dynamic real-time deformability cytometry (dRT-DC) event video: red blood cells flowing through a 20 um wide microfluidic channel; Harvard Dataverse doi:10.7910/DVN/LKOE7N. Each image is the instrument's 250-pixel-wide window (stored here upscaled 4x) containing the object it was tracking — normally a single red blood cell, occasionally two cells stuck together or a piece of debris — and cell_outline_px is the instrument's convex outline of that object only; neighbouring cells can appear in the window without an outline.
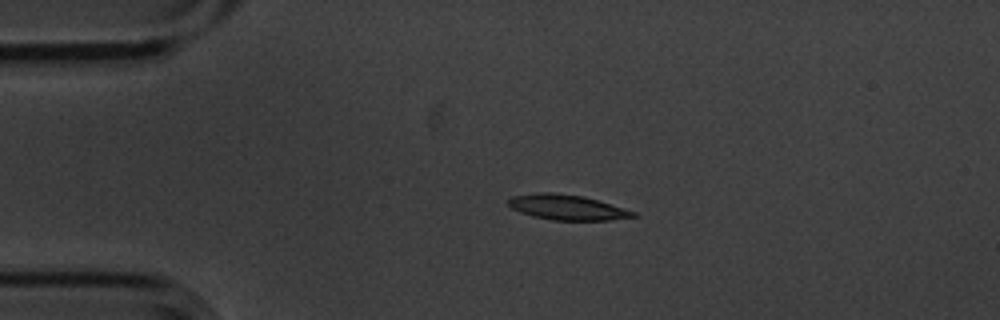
{"species": "common noctule bat (a hibernating species)", "species_latin": "Nyctalus noctula", "temperature_condition": "cold", "stored_images_in_passage": 4, "camera_frame_rate_fps": 3000, "um_per_image_px": 0.085, "animal": {"sex": "male", "body_mass_g": 20.1, "forearm_length_mm": 53.5}, "frame": {"image": 1, "passage_image": 2, "time_ms": 0.333, "image_size_px": [1000, 320], "cell_outline_px": [[636, 216], [608, 220], [552, 220], [532, 216], [520, 212], [512, 208], [508, 204], [508, 200], [512, 196], [536, 192], [552, 192], [584, 196], [624, 208], [636, 212]], "centroid_in_image_um": [48.17, 17.61], "position_along_channel_um": 36.8, "area_um2": 18.26}}
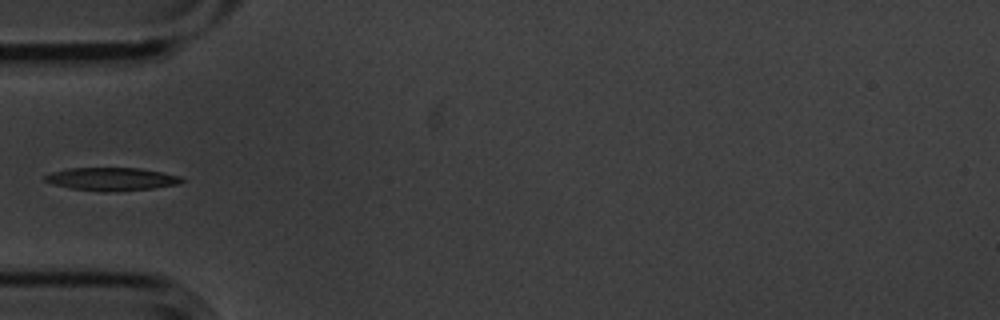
{"frame": {"image": 2, "passage_image": 4, "time_ms": 1.0, "image_size_px": [1000, 320], "cell_outline_px": [[184, 180], [176, 184], [152, 188], [108, 192], [104, 192], [72, 188], [52, 184], [44, 180], [44, 176], [52, 172], [68, 168], [140, 168], [180, 176]], "centroid_in_image_um": [9.45, 15.21], "position_along_channel_um": 75.6, "area_um2": 18.09}}